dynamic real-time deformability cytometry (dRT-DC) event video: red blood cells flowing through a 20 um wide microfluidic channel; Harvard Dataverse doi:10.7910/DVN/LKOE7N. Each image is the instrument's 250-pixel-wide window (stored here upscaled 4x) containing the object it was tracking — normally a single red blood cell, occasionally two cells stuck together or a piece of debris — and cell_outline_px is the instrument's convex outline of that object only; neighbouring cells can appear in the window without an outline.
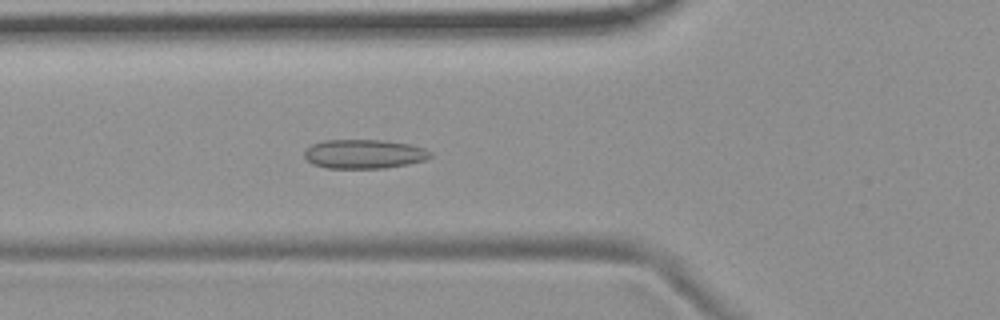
{"species": "common noctule bat (a hibernating species)", "species_latin": "Nyctalus noctula", "temperature_condition": "room temperature", "stored_images_in_passage": 44, "camera_frame_rate_fps": 3000, "um_per_image_px": 0.085, "animal": {"sex": "female", "body_mass_g": 19.9}, "frame": {"image": 1, "passage_image": 9, "time_ms": 2.667, "image_size_px": [1000, 320], "cell_outline_px": [[432, 156], [424, 160], [408, 164], [384, 168], [324, 168], [312, 164], [304, 156], [304, 152], [312, 144], [324, 140], [380, 140], [408, 144], [424, 148], [432, 152]], "centroid_in_image_um": [30.93, 13.09], "position_along_channel_um": 94.9, "area_um2": 21.33}}
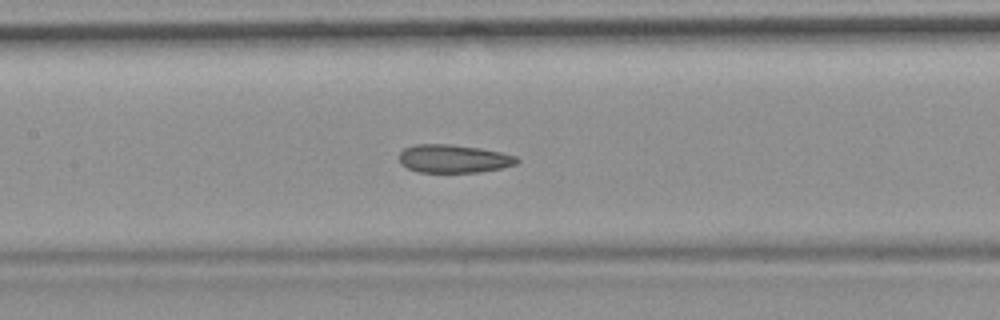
{"frame": {"image": 2, "passage_image": 15, "time_ms": 4.667, "image_size_px": [1000, 320], "cell_outline_px": [[520, 160], [516, 164], [500, 168], [480, 172], [420, 172], [408, 168], [400, 164], [400, 152], [404, 148], [416, 144], [452, 144], [480, 148], [500, 152], [516, 156]], "centroid_in_image_um": [38.55, 13.48], "position_along_channel_um": 168.8, "area_um2": 19.31}}
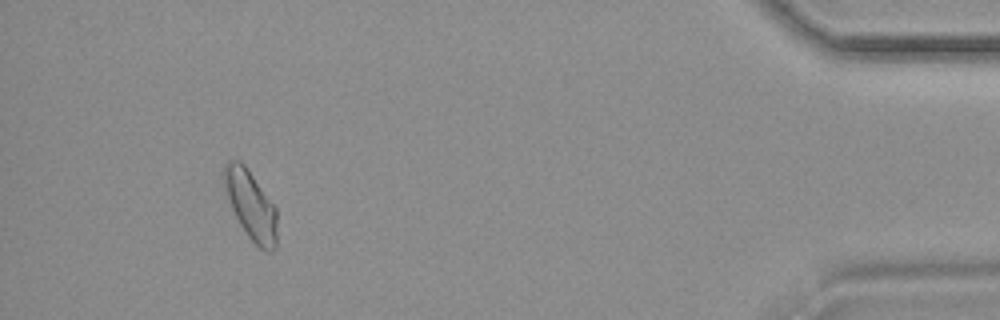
{"frame": {"image": 3, "passage_image": 40, "time_ms": 13.0, "image_size_px": [1000, 320], "cell_outline_px": [[276, 248], [272, 252], [268, 252], [260, 248], [248, 236], [240, 224], [224, 196], [224, 168], [228, 160], [240, 160], [244, 164], [276, 208]], "centroid_in_image_um": [21.29, 17.44], "position_along_channel_um": 413.9, "area_um2": 21.21}, "authors_computed_cell_mechanics": {"area_um2": 20.0566, "velocity_mm_per_s": 3.6938, "shape_relaxation_time_tau1_ms": null, "shape_relaxation_time_tau2_ms": 3.205, "deformation_change_tau1": null, "deformation_change_tau2": 0.0794}}